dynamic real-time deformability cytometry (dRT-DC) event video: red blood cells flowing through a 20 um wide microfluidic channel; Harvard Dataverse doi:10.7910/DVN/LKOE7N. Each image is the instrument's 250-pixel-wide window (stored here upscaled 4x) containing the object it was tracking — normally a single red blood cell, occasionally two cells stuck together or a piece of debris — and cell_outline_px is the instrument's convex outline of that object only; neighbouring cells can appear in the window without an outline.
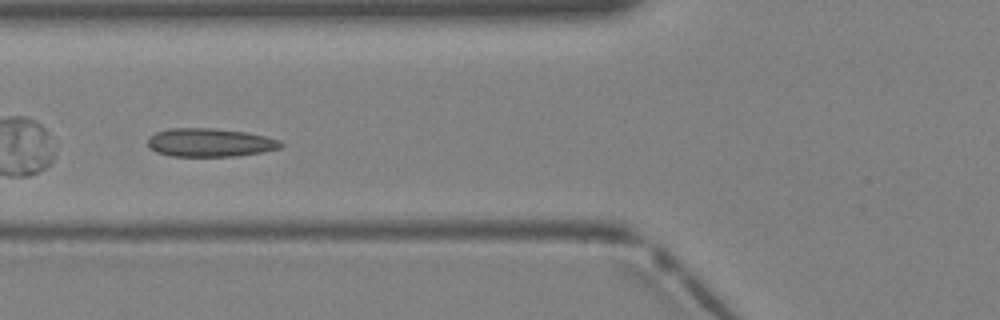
{"species": "Egyptian fruit bat (a non-hibernating species)", "species_latin": "Rousettus aegyptiacus", "temperature_condition": "warm", "stored_images_in_passage": 5, "camera_frame_rate_fps": 3000, "um_per_image_px": 0.085, "animal": {"sex": "female"}, "frame": {"image": 1, "passage_image": 5, "time_ms": 1.333, "image_size_px": [1000, 320], "cell_outline_px": [[284, 144], [280, 148], [264, 152], [236, 156], [172, 156], [156, 152], [148, 148], [148, 136], [156, 132], [168, 128], [212, 128], [244, 132], [264, 136], [280, 140]], "centroid_in_image_um": [17.82, 12.12], "position_along_channel_um": 108.0, "area_um2": 22.14}}